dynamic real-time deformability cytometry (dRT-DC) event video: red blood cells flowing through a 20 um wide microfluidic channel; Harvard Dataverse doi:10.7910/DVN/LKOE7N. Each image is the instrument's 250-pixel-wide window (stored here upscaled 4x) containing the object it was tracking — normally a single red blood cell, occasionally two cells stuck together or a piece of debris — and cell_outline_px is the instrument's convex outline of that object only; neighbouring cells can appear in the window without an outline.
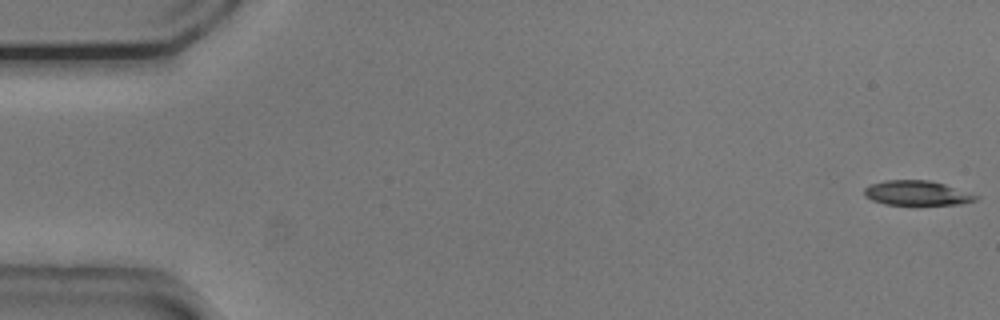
{"species": "common noctule bat (a hibernating species)", "species_latin": "Nyctalus noctula", "temperature_condition": "cold", "stored_images_in_passage": 54, "camera_frame_rate_fps": 3000, "um_per_image_px": 0.085, "animal": {"sex": "male", "body_mass_g": 20.5, "forearm_length_mm": 52.5}, "frame": {"image": 1, "passage_image": 1, "time_ms": 0.0, "image_size_px": [1000, 320], "cell_outline_px": [[980, 196], [976, 200], [960, 204], [884, 204], [872, 200], [864, 196], [864, 188], [872, 184], [884, 180], [928, 180], [944, 184]], "centroid_in_image_um": [77.92, 16.4], "position_along_channel_um": 7.1, "area_um2": 15.84}}
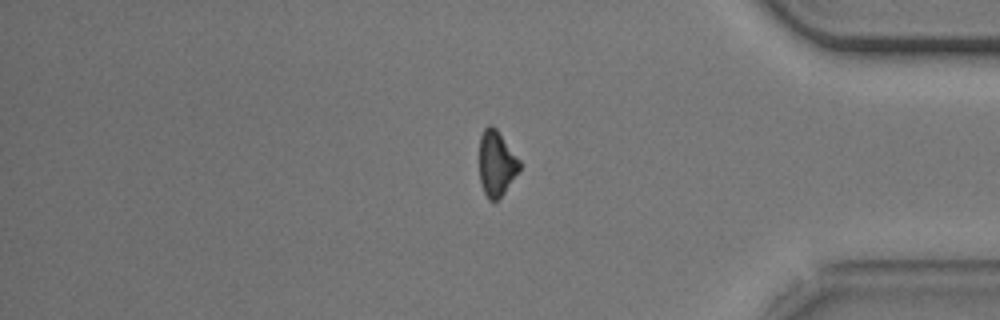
{"frame": {"image": 2, "passage_image": 45, "time_ms": 14.667, "image_size_px": [1000, 320], "cell_outline_px": [[520, 168], [504, 192], [496, 200], [488, 200], [480, 184], [480, 136], [484, 128], [488, 124], [492, 124], [496, 128], [520, 160]], "centroid_in_image_um": [42.18, 13.86], "position_along_channel_um": 393.0, "area_um2": 15.14}}
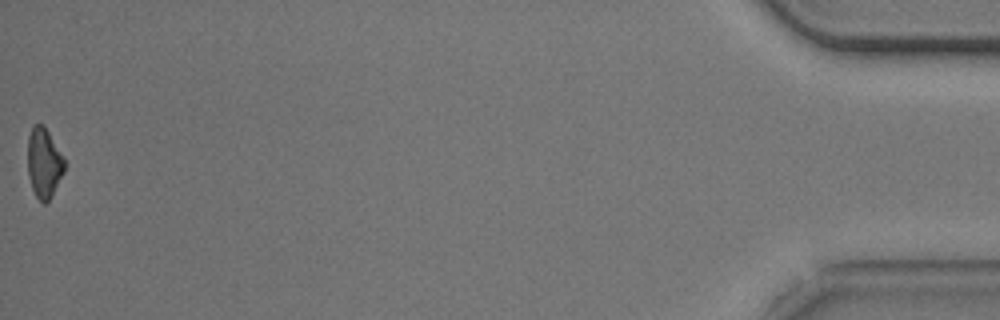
{"frame": {"image": 3, "passage_image": 54, "time_ms": 17.667, "image_size_px": [1000, 320], "cell_outline_px": [[64, 172], [52, 196], [44, 204], [36, 196], [32, 188], [28, 176], [28, 136], [32, 124], [44, 124], [64, 160]], "centroid_in_image_um": [3.72, 13.84], "position_along_channel_um": 431.5, "area_um2": 14.85}, "authors_computed_cell_mechanics": {"area_um2": 16.9354, "velocity_mm_per_s": 3.759, "shape_relaxation_time_tau1_ms": 2.5219, "shape_relaxation_time_tau2_ms": null, "deformation_change_tau1": 0.1033, "deformation_change_tau2": null}}